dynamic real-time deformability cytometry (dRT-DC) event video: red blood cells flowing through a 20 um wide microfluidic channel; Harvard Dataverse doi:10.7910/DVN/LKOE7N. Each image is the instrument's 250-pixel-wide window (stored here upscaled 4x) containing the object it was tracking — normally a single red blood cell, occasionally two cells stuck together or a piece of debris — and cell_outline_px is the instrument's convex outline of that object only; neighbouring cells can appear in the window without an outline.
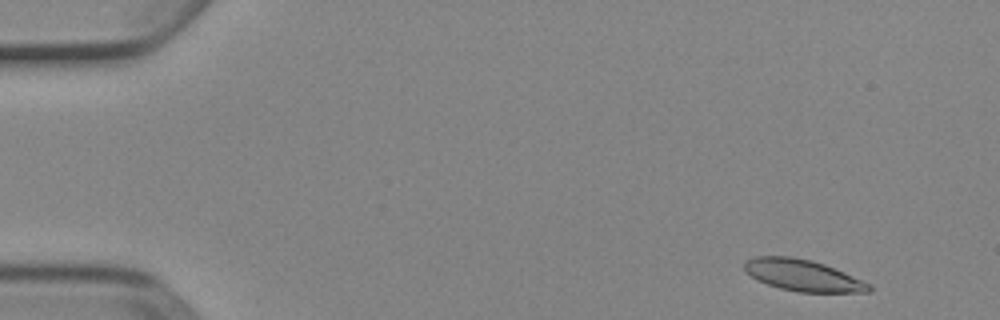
{"species": "Egyptian fruit bat (a non-hibernating species)", "species_latin": "Rousettus aegyptiacus", "temperature_condition": "cold", "stored_images_in_passage": 51, "camera_frame_rate_fps": 3000, "um_per_image_px": 0.085, "animal": {"sex": "female"}, "frame": {"image": 1, "passage_image": 3, "time_ms": 0.667, "image_size_px": [1000, 320], "cell_outline_px": [[872, 292], [796, 292], [780, 288], [768, 284], [744, 272], [744, 260], [756, 256], [792, 256], [812, 260], [824, 264], [844, 272], [872, 284]], "centroid_in_image_um": [68.25, 23.4], "position_along_channel_um": 16.7, "area_um2": 22.95}}
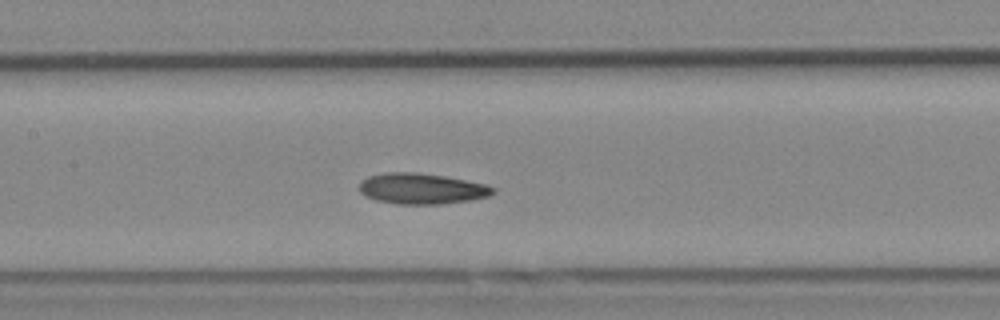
{"frame": {"image": 2, "passage_image": 24, "time_ms": 7.667, "image_size_px": [1000, 320], "cell_outline_px": [[496, 192], [488, 196], [472, 200], [440, 204], [396, 204], [376, 200], [364, 196], [360, 192], [360, 180], [368, 176], [384, 172], [416, 172], [444, 176], [488, 184], [496, 188]], "centroid_in_image_um": [35.85, 16.03], "position_along_channel_um": 171.6, "area_um2": 24.28}}
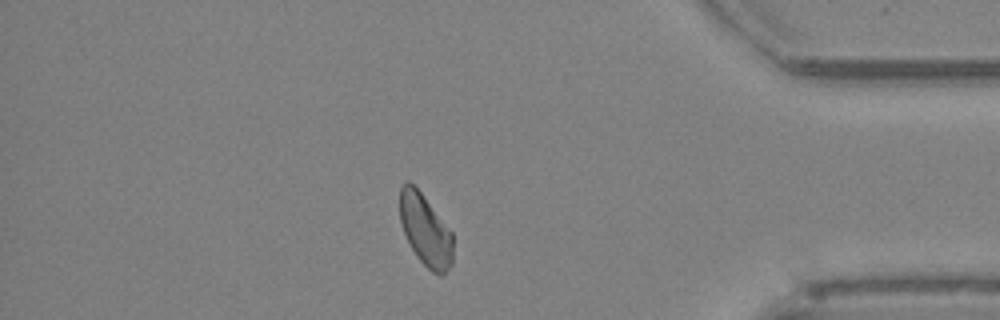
{"frame": {"image": 3, "passage_image": 44, "time_ms": 14.333, "image_size_px": [1000, 320], "cell_outline_px": [[452, 264], [440, 276], [432, 272], [416, 256], [404, 232], [400, 220], [400, 184], [404, 180], [408, 180], [420, 192], [452, 232]], "centroid_in_image_um": [36.14, 19.54], "position_along_channel_um": 399.1, "area_um2": 21.85}, "authors_computed_cell_mechanics": {"area_um2": 23.12, "velocity_mm_per_s": 3.8621, "shape_relaxation_time_tau1_ms": 7.554, "shape_relaxation_time_tau2_ms": 6.2088, "deformation_change_tau1": 0.155, "deformation_change_tau2": 0.1295}}